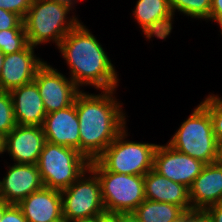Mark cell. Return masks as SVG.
I'll use <instances>...</instances> for the list:
<instances>
[{
  "label": "cell",
  "instance_id": "1",
  "mask_svg": "<svg viewBox=\"0 0 222 222\" xmlns=\"http://www.w3.org/2000/svg\"><path fill=\"white\" fill-rule=\"evenodd\" d=\"M114 90H102L97 95L82 90L75 97L80 153L89 162L96 160L126 127V115Z\"/></svg>",
  "mask_w": 222,
  "mask_h": 222
},
{
  "label": "cell",
  "instance_id": "2",
  "mask_svg": "<svg viewBox=\"0 0 222 222\" xmlns=\"http://www.w3.org/2000/svg\"><path fill=\"white\" fill-rule=\"evenodd\" d=\"M58 49L78 88L93 85L102 91L118 87L114 65L96 37L81 22L63 38Z\"/></svg>",
  "mask_w": 222,
  "mask_h": 222
},
{
  "label": "cell",
  "instance_id": "3",
  "mask_svg": "<svg viewBox=\"0 0 222 222\" xmlns=\"http://www.w3.org/2000/svg\"><path fill=\"white\" fill-rule=\"evenodd\" d=\"M70 10L52 0H33L23 18L28 44L37 47L52 41L58 47L63 38L80 23L75 15L70 19L67 17Z\"/></svg>",
  "mask_w": 222,
  "mask_h": 222
},
{
  "label": "cell",
  "instance_id": "4",
  "mask_svg": "<svg viewBox=\"0 0 222 222\" xmlns=\"http://www.w3.org/2000/svg\"><path fill=\"white\" fill-rule=\"evenodd\" d=\"M192 111L167 144L205 164L220 161V146L213 133L209 111L201 103Z\"/></svg>",
  "mask_w": 222,
  "mask_h": 222
},
{
  "label": "cell",
  "instance_id": "5",
  "mask_svg": "<svg viewBox=\"0 0 222 222\" xmlns=\"http://www.w3.org/2000/svg\"><path fill=\"white\" fill-rule=\"evenodd\" d=\"M89 163L78 150L46 141L37 166L44 187L62 191L89 168Z\"/></svg>",
  "mask_w": 222,
  "mask_h": 222
},
{
  "label": "cell",
  "instance_id": "6",
  "mask_svg": "<svg viewBox=\"0 0 222 222\" xmlns=\"http://www.w3.org/2000/svg\"><path fill=\"white\" fill-rule=\"evenodd\" d=\"M89 167L100 180L105 211L133 212L145 200L144 176L107 171L97 160Z\"/></svg>",
  "mask_w": 222,
  "mask_h": 222
},
{
  "label": "cell",
  "instance_id": "7",
  "mask_svg": "<svg viewBox=\"0 0 222 222\" xmlns=\"http://www.w3.org/2000/svg\"><path fill=\"white\" fill-rule=\"evenodd\" d=\"M125 127L116 139L96 159L107 171L144 176L154 168L158 144L125 140Z\"/></svg>",
  "mask_w": 222,
  "mask_h": 222
},
{
  "label": "cell",
  "instance_id": "8",
  "mask_svg": "<svg viewBox=\"0 0 222 222\" xmlns=\"http://www.w3.org/2000/svg\"><path fill=\"white\" fill-rule=\"evenodd\" d=\"M86 173H90L89 177ZM60 192L65 219L75 221L91 218L105 211L100 180L90 167L68 188Z\"/></svg>",
  "mask_w": 222,
  "mask_h": 222
},
{
  "label": "cell",
  "instance_id": "9",
  "mask_svg": "<svg viewBox=\"0 0 222 222\" xmlns=\"http://www.w3.org/2000/svg\"><path fill=\"white\" fill-rule=\"evenodd\" d=\"M34 82L42 97L46 113L69 107L81 91L71 78H66L46 61L36 71Z\"/></svg>",
  "mask_w": 222,
  "mask_h": 222
},
{
  "label": "cell",
  "instance_id": "10",
  "mask_svg": "<svg viewBox=\"0 0 222 222\" xmlns=\"http://www.w3.org/2000/svg\"><path fill=\"white\" fill-rule=\"evenodd\" d=\"M205 163L173 149L170 145H158L154 155V170L160 175L188 189L201 173Z\"/></svg>",
  "mask_w": 222,
  "mask_h": 222
},
{
  "label": "cell",
  "instance_id": "11",
  "mask_svg": "<svg viewBox=\"0 0 222 222\" xmlns=\"http://www.w3.org/2000/svg\"><path fill=\"white\" fill-rule=\"evenodd\" d=\"M45 142L42 126L16 125L6 135L5 152L15 163L37 165Z\"/></svg>",
  "mask_w": 222,
  "mask_h": 222
},
{
  "label": "cell",
  "instance_id": "12",
  "mask_svg": "<svg viewBox=\"0 0 222 222\" xmlns=\"http://www.w3.org/2000/svg\"><path fill=\"white\" fill-rule=\"evenodd\" d=\"M34 48L28 44L19 52L5 55L0 73V91H10L34 81L36 71L45 63L34 55Z\"/></svg>",
  "mask_w": 222,
  "mask_h": 222
},
{
  "label": "cell",
  "instance_id": "13",
  "mask_svg": "<svg viewBox=\"0 0 222 222\" xmlns=\"http://www.w3.org/2000/svg\"><path fill=\"white\" fill-rule=\"evenodd\" d=\"M0 180V197L9 204L17 205L31 193L44 187L36 164L14 163Z\"/></svg>",
  "mask_w": 222,
  "mask_h": 222
},
{
  "label": "cell",
  "instance_id": "14",
  "mask_svg": "<svg viewBox=\"0 0 222 222\" xmlns=\"http://www.w3.org/2000/svg\"><path fill=\"white\" fill-rule=\"evenodd\" d=\"M135 20L147 39H166L172 31L174 15L169 0H138L133 11Z\"/></svg>",
  "mask_w": 222,
  "mask_h": 222
},
{
  "label": "cell",
  "instance_id": "15",
  "mask_svg": "<svg viewBox=\"0 0 222 222\" xmlns=\"http://www.w3.org/2000/svg\"><path fill=\"white\" fill-rule=\"evenodd\" d=\"M42 129L47 142L71 147L80 152L79 121L76 105L47 113Z\"/></svg>",
  "mask_w": 222,
  "mask_h": 222
},
{
  "label": "cell",
  "instance_id": "16",
  "mask_svg": "<svg viewBox=\"0 0 222 222\" xmlns=\"http://www.w3.org/2000/svg\"><path fill=\"white\" fill-rule=\"evenodd\" d=\"M192 211H205L222 202V162L205 164L189 187Z\"/></svg>",
  "mask_w": 222,
  "mask_h": 222
},
{
  "label": "cell",
  "instance_id": "17",
  "mask_svg": "<svg viewBox=\"0 0 222 222\" xmlns=\"http://www.w3.org/2000/svg\"><path fill=\"white\" fill-rule=\"evenodd\" d=\"M17 206L28 222H57L63 218L62 196L56 189L43 187Z\"/></svg>",
  "mask_w": 222,
  "mask_h": 222
},
{
  "label": "cell",
  "instance_id": "18",
  "mask_svg": "<svg viewBox=\"0 0 222 222\" xmlns=\"http://www.w3.org/2000/svg\"><path fill=\"white\" fill-rule=\"evenodd\" d=\"M17 125L42 126L47 115L34 81L9 91Z\"/></svg>",
  "mask_w": 222,
  "mask_h": 222
},
{
  "label": "cell",
  "instance_id": "19",
  "mask_svg": "<svg viewBox=\"0 0 222 222\" xmlns=\"http://www.w3.org/2000/svg\"><path fill=\"white\" fill-rule=\"evenodd\" d=\"M145 199L166 202L181 206L187 213L192 212L189 189L156 172L150 170L144 175Z\"/></svg>",
  "mask_w": 222,
  "mask_h": 222
},
{
  "label": "cell",
  "instance_id": "20",
  "mask_svg": "<svg viewBox=\"0 0 222 222\" xmlns=\"http://www.w3.org/2000/svg\"><path fill=\"white\" fill-rule=\"evenodd\" d=\"M133 212L142 222H182L188 214L181 206L147 199Z\"/></svg>",
  "mask_w": 222,
  "mask_h": 222
},
{
  "label": "cell",
  "instance_id": "21",
  "mask_svg": "<svg viewBox=\"0 0 222 222\" xmlns=\"http://www.w3.org/2000/svg\"><path fill=\"white\" fill-rule=\"evenodd\" d=\"M212 0H169L173 15L176 10L191 18L208 20L211 11Z\"/></svg>",
  "mask_w": 222,
  "mask_h": 222
},
{
  "label": "cell",
  "instance_id": "22",
  "mask_svg": "<svg viewBox=\"0 0 222 222\" xmlns=\"http://www.w3.org/2000/svg\"><path fill=\"white\" fill-rule=\"evenodd\" d=\"M28 45L25 29H8L0 31V51L12 54L23 50Z\"/></svg>",
  "mask_w": 222,
  "mask_h": 222
},
{
  "label": "cell",
  "instance_id": "23",
  "mask_svg": "<svg viewBox=\"0 0 222 222\" xmlns=\"http://www.w3.org/2000/svg\"><path fill=\"white\" fill-rule=\"evenodd\" d=\"M201 104L209 111L212 121L213 133L219 146L222 145V98L210 94L201 101Z\"/></svg>",
  "mask_w": 222,
  "mask_h": 222
},
{
  "label": "cell",
  "instance_id": "24",
  "mask_svg": "<svg viewBox=\"0 0 222 222\" xmlns=\"http://www.w3.org/2000/svg\"><path fill=\"white\" fill-rule=\"evenodd\" d=\"M17 125L9 91H0V132L7 135Z\"/></svg>",
  "mask_w": 222,
  "mask_h": 222
},
{
  "label": "cell",
  "instance_id": "25",
  "mask_svg": "<svg viewBox=\"0 0 222 222\" xmlns=\"http://www.w3.org/2000/svg\"><path fill=\"white\" fill-rule=\"evenodd\" d=\"M8 29H24L23 18L0 8V31Z\"/></svg>",
  "mask_w": 222,
  "mask_h": 222
},
{
  "label": "cell",
  "instance_id": "26",
  "mask_svg": "<svg viewBox=\"0 0 222 222\" xmlns=\"http://www.w3.org/2000/svg\"><path fill=\"white\" fill-rule=\"evenodd\" d=\"M33 0H0V8L25 17Z\"/></svg>",
  "mask_w": 222,
  "mask_h": 222
},
{
  "label": "cell",
  "instance_id": "27",
  "mask_svg": "<svg viewBox=\"0 0 222 222\" xmlns=\"http://www.w3.org/2000/svg\"><path fill=\"white\" fill-rule=\"evenodd\" d=\"M1 222H28L24 217L21 209L15 205L11 204L5 211Z\"/></svg>",
  "mask_w": 222,
  "mask_h": 222
},
{
  "label": "cell",
  "instance_id": "28",
  "mask_svg": "<svg viewBox=\"0 0 222 222\" xmlns=\"http://www.w3.org/2000/svg\"><path fill=\"white\" fill-rule=\"evenodd\" d=\"M209 20L216 21L221 28L222 35V0H212L211 1V11Z\"/></svg>",
  "mask_w": 222,
  "mask_h": 222
},
{
  "label": "cell",
  "instance_id": "29",
  "mask_svg": "<svg viewBox=\"0 0 222 222\" xmlns=\"http://www.w3.org/2000/svg\"><path fill=\"white\" fill-rule=\"evenodd\" d=\"M204 212L213 222H222V202L208 207Z\"/></svg>",
  "mask_w": 222,
  "mask_h": 222
},
{
  "label": "cell",
  "instance_id": "30",
  "mask_svg": "<svg viewBox=\"0 0 222 222\" xmlns=\"http://www.w3.org/2000/svg\"><path fill=\"white\" fill-rule=\"evenodd\" d=\"M98 222H122V213L104 211L98 215Z\"/></svg>",
  "mask_w": 222,
  "mask_h": 222
},
{
  "label": "cell",
  "instance_id": "31",
  "mask_svg": "<svg viewBox=\"0 0 222 222\" xmlns=\"http://www.w3.org/2000/svg\"><path fill=\"white\" fill-rule=\"evenodd\" d=\"M188 222H213L204 211L188 213Z\"/></svg>",
  "mask_w": 222,
  "mask_h": 222
},
{
  "label": "cell",
  "instance_id": "32",
  "mask_svg": "<svg viewBox=\"0 0 222 222\" xmlns=\"http://www.w3.org/2000/svg\"><path fill=\"white\" fill-rule=\"evenodd\" d=\"M122 222H142L134 212L122 213Z\"/></svg>",
  "mask_w": 222,
  "mask_h": 222
},
{
  "label": "cell",
  "instance_id": "33",
  "mask_svg": "<svg viewBox=\"0 0 222 222\" xmlns=\"http://www.w3.org/2000/svg\"><path fill=\"white\" fill-rule=\"evenodd\" d=\"M57 3H60L61 5L67 6L70 9L74 7L75 4H77L78 0H52Z\"/></svg>",
  "mask_w": 222,
  "mask_h": 222
},
{
  "label": "cell",
  "instance_id": "34",
  "mask_svg": "<svg viewBox=\"0 0 222 222\" xmlns=\"http://www.w3.org/2000/svg\"><path fill=\"white\" fill-rule=\"evenodd\" d=\"M11 204L7 203L3 198L0 197V222L2 220L4 211L10 206Z\"/></svg>",
  "mask_w": 222,
  "mask_h": 222
},
{
  "label": "cell",
  "instance_id": "35",
  "mask_svg": "<svg viewBox=\"0 0 222 222\" xmlns=\"http://www.w3.org/2000/svg\"><path fill=\"white\" fill-rule=\"evenodd\" d=\"M6 135L0 132V154L5 152Z\"/></svg>",
  "mask_w": 222,
  "mask_h": 222
},
{
  "label": "cell",
  "instance_id": "36",
  "mask_svg": "<svg viewBox=\"0 0 222 222\" xmlns=\"http://www.w3.org/2000/svg\"><path fill=\"white\" fill-rule=\"evenodd\" d=\"M73 222H98V216L91 217V218H85V219H78Z\"/></svg>",
  "mask_w": 222,
  "mask_h": 222
},
{
  "label": "cell",
  "instance_id": "37",
  "mask_svg": "<svg viewBox=\"0 0 222 222\" xmlns=\"http://www.w3.org/2000/svg\"><path fill=\"white\" fill-rule=\"evenodd\" d=\"M4 57L5 55L0 51V73L3 66Z\"/></svg>",
  "mask_w": 222,
  "mask_h": 222
},
{
  "label": "cell",
  "instance_id": "38",
  "mask_svg": "<svg viewBox=\"0 0 222 222\" xmlns=\"http://www.w3.org/2000/svg\"><path fill=\"white\" fill-rule=\"evenodd\" d=\"M57 222H73V221H71V220H69V219L62 218V219H60V220L57 221Z\"/></svg>",
  "mask_w": 222,
  "mask_h": 222
},
{
  "label": "cell",
  "instance_id": "39",
  "mask_svg": "<svg viewBox=\"0 0 222 222\" xmlns=\"http://www.w3.org/2000/svg\"><path fill=\"white\" fill-rule=\"evenodd\" d=\"M220 161L222 162V145L220 146Z\"/></svg>",
  "mask_w": 222,
  "mask_h": 222
},
{
  "label": "cell",
  "instance_id": "40",
  "mask_svg": "<svg viewBox=\"0 0 222 222\" xmlns=\"http://www.w3.org/2000/svg\"><path fill=\"white\" fill-rule=\"evenodd\" d=\"M182 222H188V214H187L186 218Z\"/></svg>",
  "mask_w": 222,
  "mask_h": 222
}]
</instances>
